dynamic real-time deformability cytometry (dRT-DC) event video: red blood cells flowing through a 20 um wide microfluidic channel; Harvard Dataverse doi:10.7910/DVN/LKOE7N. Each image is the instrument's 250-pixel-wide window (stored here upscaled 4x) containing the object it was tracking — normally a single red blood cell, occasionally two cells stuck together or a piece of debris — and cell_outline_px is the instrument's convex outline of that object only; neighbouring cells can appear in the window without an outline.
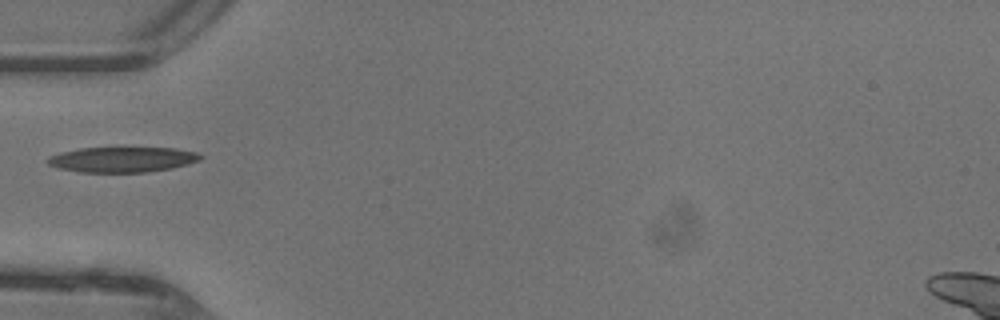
{"species": "common noctule bat (a hibernating species)", "species_latin": "Nyctalus noctula", "temperature_condition": "warm", "stored_images_in_passage": 32, "camera_frame_rate_fps": 3000, "um_per_image_px": 0.085, "animal": {"sex": "female"}, "frame": {"image": 1, "passage_image": 1, "time_ms": 0.0, "image_size_px": [1000, 320], "cell_outline_px": [[204, 156], [200, 160], [172, 168], [144, 172], [80, 172], [60, 168], [48, 164], [44, 160], [48, 156], [60, 152], [80, 148], [172, 148], [196, 152]], "centroid_in_image_um": [10.36, 13.55], "position_along_channel_um": 74.6, "area_um2": 22.43}}
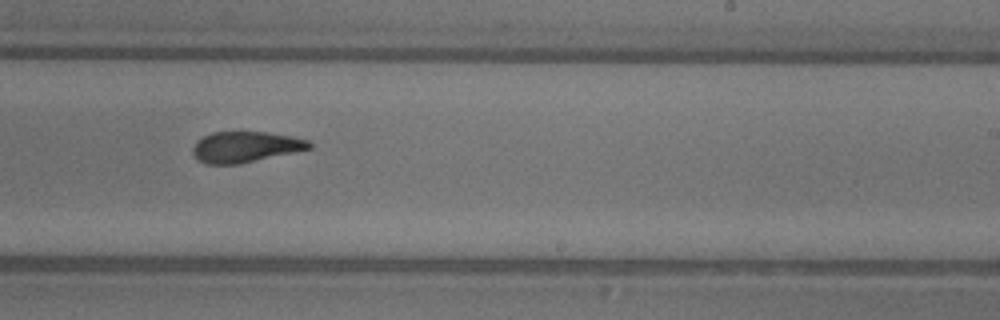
{"frame": {"image": 2, "passage_image": 14, "time_ms": 4.333, "image_size_px": [1000, 320], "cell_outline_px": [[312, 148], [240, 164], [204, 164], [196, 160], [192, 152], [192, 148], [196, 140], [212, 132], [268, 132], [292, 136], [308, 140], [312, 144]], "centroid_in_image_um": [20.82, 12.49], "position_along_channel_um": 268.2, "area_um2": 21.1}}
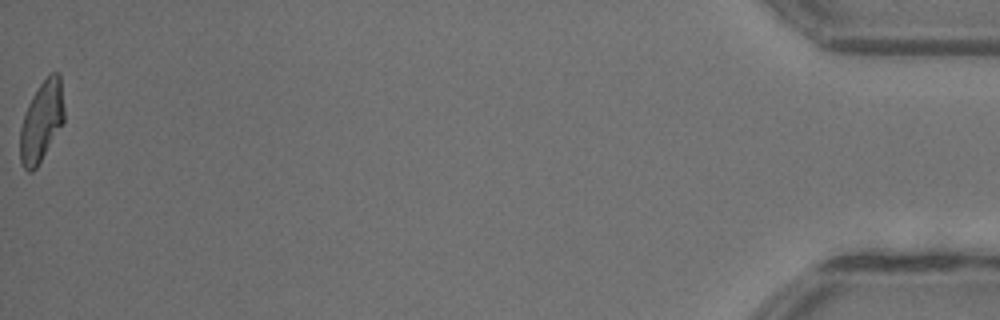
{"frame": {"image": 3, "passage_image": 32, "time_ms": 10.333, "image_size_px": [1000, 320], "cell_outline_px": [[64, 120], [36, 168], [32, 172], [28, 172], [20, 164], [20, 128], [28, 104], [32, 96], [40, 84], [52, 72], [60, 72], [64, 108]], "centroid_in_image_um": [3.52, 10.31], "position_along_channel_um": 431.7, "area_um2": 20.4}}